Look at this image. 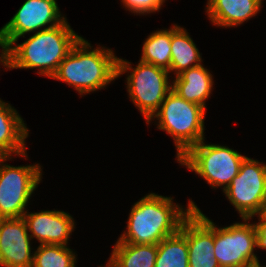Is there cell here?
Segmentation results:
<instances>
[{
    "label": "cell",
    "instance_id": "7",
    "mask_svg": "<svg viewBox=\"0 0 266 267\" xmlns=\"http://www.w3.org/2000/svg\"><path fill=\"white\" fill-rule=\"evenodd\" d=\"M11 159L0 157V219L23 217L43 175L39 163L13 166Z\"/></svg>",
    "mask_w": 266,
    "mask_h": 267
},
{
    "label": "cell",
    "instance_id": "13",
    "mask_svg": "<svg viewBox=\"0 0 266 267\" xmlns=\"http://www.w3.org/2000/svg\"><path fill=\"white\" fill-rule=\"evenodd\" d=\"M31 240L23 217L0 219V267H32Z\"/></svg>",
    "mask_w": 266,
    "mask_h": 267
},
{
    "label": "cell",
    "instance_id": "5",
    "mask_svg": "<svg viewBox=\"0 0 266 267\" xmlns=\"http://www.w3.org/2000/svg\"><path fill=\"white\" fill-rule=\"evenodd\" d=\"M127 72L126 88L129 95L128 98L147 122L172 90L170 73L166 69L140 60L136 67L133 68L131 62L118 57L117 78L122 77Z\"/></svg>",
    "mask_w": 266,
    "mask_h": 267
},
{
    "label": "cell",
    "instance_id": "23",
    "mask_svg": "<svg viewBox=\"0 0 266 267\" xmlns=\"http://www.w3.org/2000/svg\"><path fill=\"white\" fill-rule=\"evenodd\" d=\"M258 222L255 223L254 227L256 230V244L258 249L266 250V211L256 214Z\"/></svg>",
    "mask_w": 266,
    "mask_h": 267
},
{
    "label": "cell",
    "instance_id": "11",
    "mask_svg": "<svg viewBox=\"0 0 266 267\" xmlns=\"http://www.w3.org/2000/svg\"><path fill=\"white\" fill-rule=\"evenodd\" d=\"M179 231L187 240L189 267H220L214 255V222L200 208L184 219Z\"/></svg>",
    "mask_w": 266,
    "mask_h": 267
},
{
    "label": "cell",
    "instance_id": "26",
    "mask_svg": "<svg viewBox=\"0 0 266 267\" xmlns=\"http://www.w3.org/2000/svg\"><path fill=\"white\" fill-rule=\"evenodd\" d=\"M254 267H266V266H265V265L262 266V265L260 264V261H259Z\"/></svg>",
    "mask_w": 266,
    "mask_h": 267
},
{
    "label": "cell",
    "instance_id": "14",
    "mask_svg": "<svg viewBox=\"0 0 266 267\" xmlns=\"http://www.w3.org/2000/svg\"><path fill=\"white\" fill-rule=\"evenodd\" d=\"M18 111L0 98V157L19 156L27 159V124Z\"/></svg>",
    "mask_w": 266,
    "mask_h": 267
},
{
    "label": "cell",
    "instance_id": "8",
    "mask_svg": "<svg viewBox=\"0 0 266 267\" xmlns=\"http://www.w3.org/2000/svg\"><path fill=\"white\" fill-rule=\"evenodd\" d=\"M223 193L241 219L252 220L266 210V164L246 157Z\"/></svg>",
    "mask_w": 266,
    "mask_h": 267
},
{
    "label": "cell",
    "instance_id": "21",
    "mask_svg": "<svg viewBox=\"0 0 266 267\" xmlns=\"http://www.w3.org/2000/svg\"><path fill=\"white\" fill-rule=\"evenodd\" d=\"M35 249L32 267H76L77 254L68 246L40 244Z\"/></svg>",
    "mask_w": 266,
    "mask_h": 267
},
{
    "label": "cell",
    "instance_id": "12",
    "mask_svg": "<svg viewBox=\"0 0 266 267\" xmlns=\"http://www.w3.org/2000/svg\"><path fill=\"white\" fill-rule=\"evenodd\" d=\"M23 219L31 239L39 244L68 246L70 236L76 227L75 220L68 212L61 210H41L26 212Z\"/></svg>",
    "mask_w": 266,
    "mask_h": 267
},
{
    "label": "cell",
    "instance_id": "25",
    "mask_svg": "<svg viewBox=\"0 0 266 267\" xmlns=\"http://www.w3.org/2000/svg\"><path fill=\"white\" fill-rule=\"evenodd\" d=\"M99 267H115V266L111 264L109 261H107V264L105 266L100 265Z\"/></svg>",
    "mask_w": 266,
    "mask_h": 267
},
{
    "label": "cell",
    "instance_id": "16",
    "mask_svg": "<svg viewBox=\"0 0 266 267\" xmlns=\"http://www.w3.org/2000/svg\"><path fill=\"white\" fill-rule=\"evenodd\" d=\"M203 64L183 71L172 81V90L183 99L206 109V100L212 93L214 79Z\"/></svg>",
    "mask_w": 266,
    "mask_h": 267
},
{
    "label": "cell",
    "instance_id": "18",
    "mask_svg": "<svg viewBox=\"0 0 266 267\" xmlns=\"http://www.w3.org/2000/svg\"><path fill=\"white\" fill-rule=\"evenodd\" d=\"M110 255L108 261L115 267H154L157 245L130 244L117 240Z\"/></svg>",
    "mask_w": 266,
    "mask_h": 267
},
{
    "label": "cell",
    "instance_id": "22",
    "mask_svg": "<svg viewBox=\"0 0 266 267\" xmlns=\"http://www.w3.org/2000/svg\"><path fill=\"white\" fill-rule=\"evenodd\" d=\"M124 9L134 15H150L160 12L165 0H121Z\"/></svg>",
    "mask_w": 266,
    "mask_h": 267
},
{
    "label": "cell",
    "instance_id": "4",
    "mask_svg": "<svg viewBox=\"0 0 266 267\" xmlns=\"http://www.w3.org/2000/svg\"><path fill=\"white\" fill-rule=\"evenodd\" d=\"M205 112L204 107L183 99L171 90L146 123L150 126L153 120H158L156 128L172 137L177 153L175 158L179 160L191 147L206 139Z\"/></svg>",
    "mask_w": 266,
    "mask_h": 267
},
{
    "label": "cell",
    "instance_id": "2",
    "mask_svg": "<svg viewBox=\"0 0 266 267\" xmlns=\"http://www.w3.org/2000/svg\"><path fill=\"white\" fill-rule=\"evenodd\" d=\"M81 37L67 19L59 25L35 32L24 42L11 43L6 48L5 70L36 68L38 75L51 78Z\"/></svg>",
    "mask_w": 266,
    "mask_h": 267
},
{
    "label": "cell",
    "instance_id": "3",
    "mask_svg": "<svg viewBox=\"0 0 266 267\" xmlns=\"http://www.w3.org/2000/svg\"><path fill=\"white\" fill-rule=\"evenodd\" d=\"M118 57L106 46H91L81 37L70 53L59 64L51 79L65 82L80 97L104 89L117 78Z\"/></svg>",
    "mask_w": 266,
    "mask_h": 267
},
{
    "label": "cell",
    "instance_id": "9",
    "mask_svg": "<svg viewBox=\"0 0 266 267\" xmlns=\"http://www.w3.org/2000/svg\"><path fill=\"white\" fill-rule=\"evenodd\" d=\"M249 221L242 218V222L224 227L214 223V255L220 267H254L259 262L254 252L256 230Z\"/></svg>",
    "mask_w": 266,
    "mask_h": 267
},
{
    "label": "cell",
    "instance_id": "6",
    "mask_svg": "<svg viewBox=\"0 0 266 267\" xmlns=\"http://www.w3.org/2000/svg\"><path fill=\"white\" fill-rule=\"evenodd\" d=\"M203 139L191 147L177 162L202 177L212 188L224 191L239 173L247 157L238 151L219 144H207Z\"/></svg>",
    "mask_w": 266,
    "mask_h": 267
},
{
    "label": "cell",
    "instance_id": "1",
    "mask_svg": "<svg viewBox=\"0 0 266 267\" xmlns=\"http://www.w3.org/2000/svg\"><path fill=\"white\" fill-rule=\"evenodd\" d=\"M198 209L189 199L187 207L173 202V197L148 193L135 202L128 216L126 230L119 242L130 244H158L176 234L184 219Z\"/></svg>",
    "mask_w": 266,
    "mask_h": 267
},
{
    "label": "cell",
    "instance_id": "20",
    "mask_svg": "<svg viewBox=\"0 0 266 267\" xmlns=\"http://www.w3.org/2000/svg\"><path fill=\"white\" fill-rule=\"evenodd\" d=\"M189 251L186 237L178 231L157 244L154 267H189Z\"/></svg>",
    "mask_w": 266,
    "mask_h": 267
},
{
    "label": "cell",
    "instance_id": "15",
    "mask_svg": "<svg viewBox=\"0 0 266 267\" xmlns=\"http://www.w3.org/2000/svg\"><path fill=\"white\" fill-rule=\"evenodd\" d=\"M263 0H207L205 12L214 26L238 27L255 17Z\"/></svg>",
    "mask_w": 266,
    "mask_h": 267
},
{
    "label": "cell",
    "instance_id": "10",
    "mask_svg": "<svg viewBox=\"0 0 266 267\" xmlns=\"http://www.w3.org/2000/svg\"><path fill=\"white\" fill-rule=\"evenodd\" d=\"M62 14L56 0H26L0 29V40L7 48L11 43H18L20 37L25 38V34L63 23L67 18Z\"/></svg>",
    "mask_w": 266,
    "mask_h": 267
},
{
    "label": "cell",
    "instance_id": "24",
    "mask_svg": "<svg viewBox=\"0 0 266 267\" xmlns=\"http://www.w3.org/2000/svg\"><path fill=\"white\" fill-rule=\"evenodd\" d=\"M0 48H2L0 51V65H2L4 68H6V48L4 43L0 40Z\"/></svg>",
    "mask_w": 266,
    "mask_h": 267
},
{
    "label": "cell",
    "instance_id": "17",
    "mask_svg": "<svg viewBox=\"0 0 266 267\" xmlns=\"http://www.w3.org/2000/svg\"><path fill=\"white\" fill-rule=\"evenodd\" d=\"M201 55L187 30L180 25L173 24L170 73L174 72L176 77L189 68L201 65Z\"/></svg>",
    "mask_w": 266,
    "mask_h": 267
},
{
    "label": "cell",
    "instance_id": "19",
    "mask_svg": "<svg viewBox=\"0 0 266 267\" xmlns=\"http://www.w3.org/2000/svg\"><path fill=\"white\" fill-rule=\"evenodd\" d=\"M171 35L172 27L150 33L143 43L139 60L166 69L170 73Z\"/></svg>",
    "mask_w": 266,
    "mask_h": 267
}]
</instances>
